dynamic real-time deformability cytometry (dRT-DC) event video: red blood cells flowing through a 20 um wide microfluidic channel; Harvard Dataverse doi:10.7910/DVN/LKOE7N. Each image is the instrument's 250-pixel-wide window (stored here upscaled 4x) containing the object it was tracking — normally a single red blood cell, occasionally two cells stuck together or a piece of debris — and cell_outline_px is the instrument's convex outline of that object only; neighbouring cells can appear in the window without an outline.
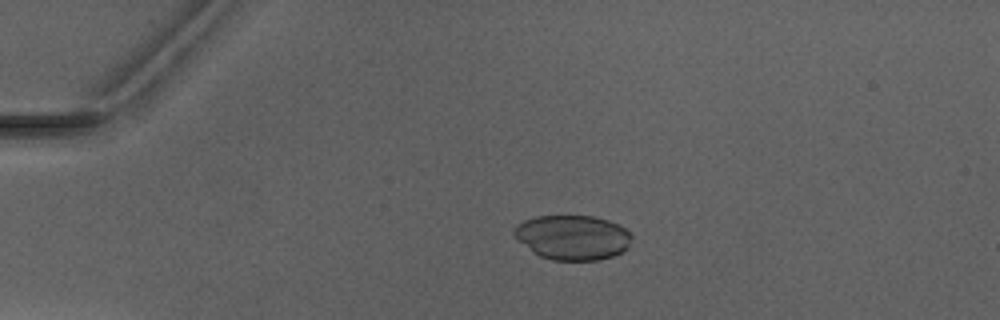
{"species": "Egyptian fruit bat (a non-hibernating species)", "species_latin": "Rousettus aegyptiacus", "temperature_condition": "warm", "stored_images_in_passage": 5, "camera_frame_rate_fps": 3000, "um_per_image_px": 0.085, "animal": {"sex": "male"}, "frame": {"image": 1, "passage_image": 3, "time_ms": 3.0, "image_size_px": [1000, 320], "cell_outline_px": [[632, 236], [628, 248], [612, 256], [600, 260], [552, 260], [540, 256], [532, 252], [512, 232], [512, 228], [516, 224], [524, 220], [536, 216], [592, 216], [608, 220], [620, 224]], "centroid_in_image_um": [48.67, 20.17], "position_along_channel_um": 36.3, "area_um2": 30.63}}